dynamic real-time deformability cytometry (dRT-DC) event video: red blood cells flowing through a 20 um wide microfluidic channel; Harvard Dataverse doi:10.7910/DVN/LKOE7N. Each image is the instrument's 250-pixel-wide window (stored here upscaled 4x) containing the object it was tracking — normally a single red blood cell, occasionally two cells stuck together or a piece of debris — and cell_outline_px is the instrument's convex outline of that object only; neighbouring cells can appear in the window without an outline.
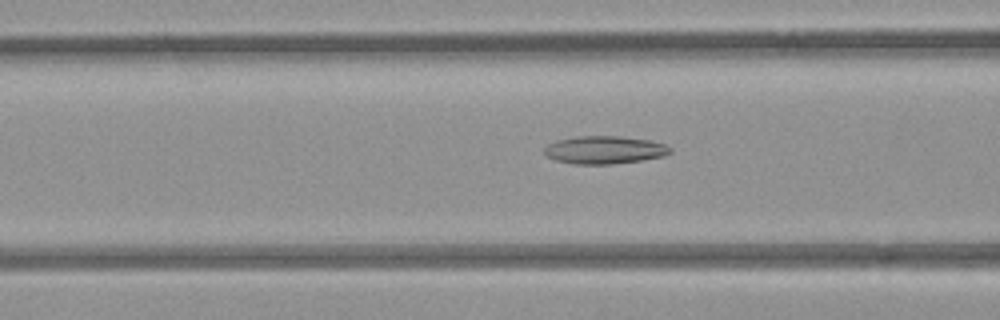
{"species": "common noctule bat (a hibernating species)", "species_latin": "Nyctalus noctula", "temperature_condition": "room temperature", "stored_images_in_passage": 33, "camera_frame_rate_fps": 3000, "um_per_image_px": 0.085, "animal": {"sex": "female", "body_mass_g": 21.9}, "frame": {"image": 1, "passage_image": 9, "time_ms": 2.667, "image_size_px": [1000, 320], "cell_outline_px": [[672, 152], [664, 156], [640, 160], [612, 164], [572, 164], [556, 160], [548, 156], [544, 152], [544, 148], [548, 144], [556, 140], [576, 136], [620, 136], [648, 140], [664, 144], [672, 148]], "centroid_in_image_um": [51.37, 12.74], "position_along_channel_um": 115.2, "area_um2": 20.4}}
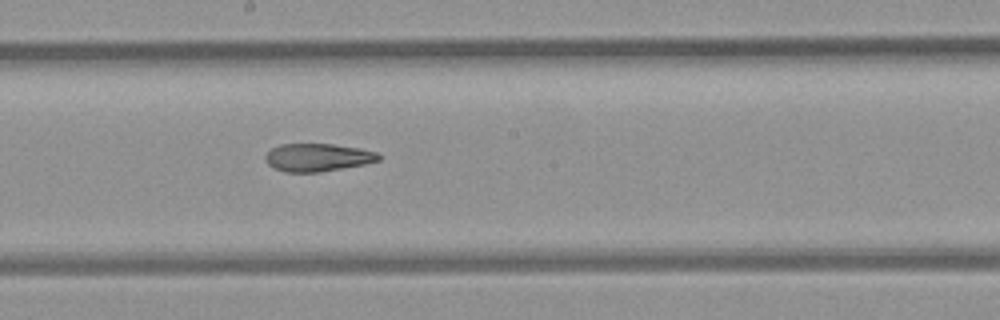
{"frame": {"image": 2, "passage_image": 17, "time_ms": 5.333, "image_size_px": [1000, 320], "cell_outline_px": [[380, 160], [364, 164], [320, 172], [284, 172], [272, 168], [264, 160], [264, 156], [272, 148], [280, 144], [332, 144], [360, 148], [376, 152], [380, 156]], "centroid_in_image_um": [26.96, 13.38], "position_along_channel_um": 221.2, "area_um2": 18.44}}
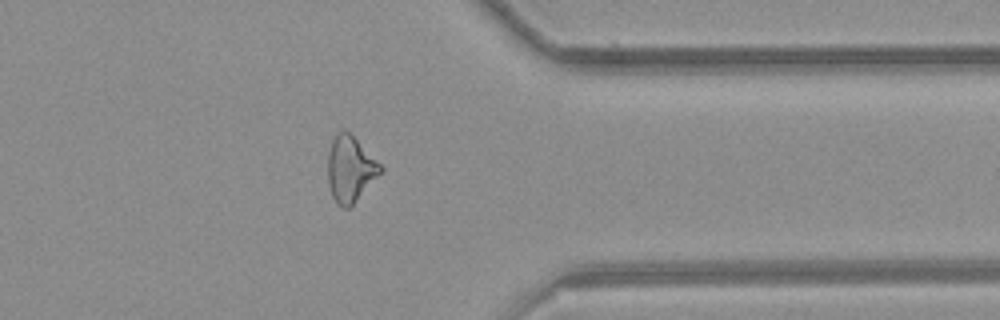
{"frame": {"image": 3, "passage_image": 30, "time_ms": 9.667, "image_size_px": [1000, 320], "cell_outline_px": [[384, 172], [348, 208], [344, 208], [336, 204], [332, 196], [328, 184], [328, 152], [332, 140], [336, 132], [344, 128], [384, 168]], "centroid_in_image_um": [29.76, 14.38], "position_along_channel_um": 381.6, "area_um2": 20.17}, "authors_computed_cell_mechanics": {"area_um2": 19.4786, "velocity_mm_per_s": 3.9614, "shape_relaxation_time_tau1_ms": null, "shape_relaxation_time_tau2_ms": 3.6507, "deformation_change_tau1": null, "deformation_change_tau2": 0.1283}}